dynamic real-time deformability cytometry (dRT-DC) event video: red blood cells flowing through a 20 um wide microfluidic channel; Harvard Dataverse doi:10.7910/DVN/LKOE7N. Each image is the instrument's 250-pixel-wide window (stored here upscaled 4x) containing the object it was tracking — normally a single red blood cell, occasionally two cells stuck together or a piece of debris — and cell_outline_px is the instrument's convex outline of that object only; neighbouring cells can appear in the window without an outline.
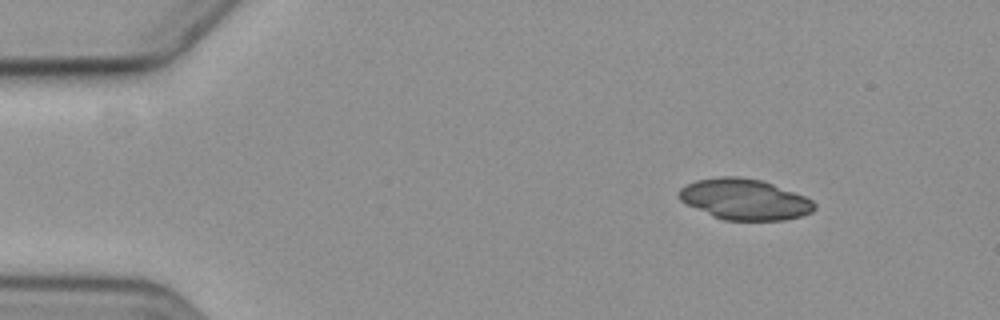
{"species": "common noctule bat (a hibernating species)", "species_latin": "Nyctalus noctula", "temperature_condition": "cold", "stored_images_in_passage": 4, "camera_frame_rate_fps": 3000, "um_per_image_px": 0.085, "animal": {"sex": "female", "body_mass_g": 19.3, "forearm_length_mm": 54.1}, "frame": {"image": 1, "passage_image": 1, "time_ms": 0.0, "image_size_px": [1000, 320], "cell_outline_px": [[816, 208], [812, 212], [800, 216], [784, 220], [724, 220], [712, 216], [680, 200], [680, 188], [696, 180], [720, 176], [740, 176], [764, 180], [804, 196], [812, 200], [816, 204]], "centroid_in_image_um": [63.32, 16.93], "position_along_channel_um": 21.7, "area_um2": 32.14}}
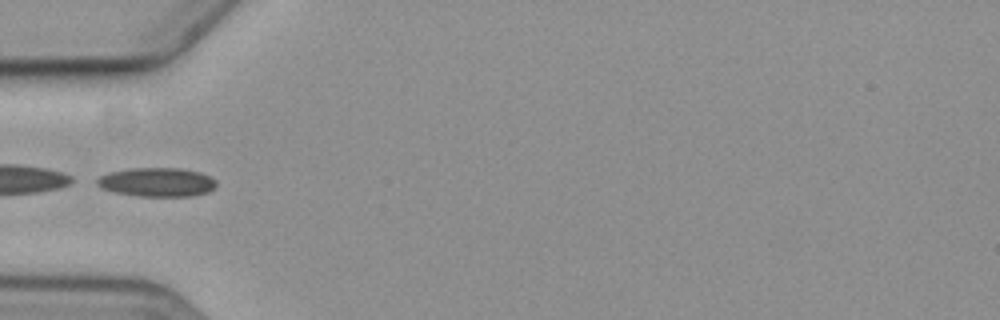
{"frame": {"image": 2, "passage_image": 4, "time_ms": 4.0, "image_size_px": [1000, 320], "cell_outline_px": [[216, 188], [208, 192], [192, 196], [140, 196], [112, 192], [100, 188], [96, 184], [96, 180], [100, 176], [112, 172], [128, 168], [180, 168], [200, 172], [216, 180]], "centroid_in_image_um": [13.34, 15.49], "position_along_channel_um": 71.7, "area_um2": 20.23}}